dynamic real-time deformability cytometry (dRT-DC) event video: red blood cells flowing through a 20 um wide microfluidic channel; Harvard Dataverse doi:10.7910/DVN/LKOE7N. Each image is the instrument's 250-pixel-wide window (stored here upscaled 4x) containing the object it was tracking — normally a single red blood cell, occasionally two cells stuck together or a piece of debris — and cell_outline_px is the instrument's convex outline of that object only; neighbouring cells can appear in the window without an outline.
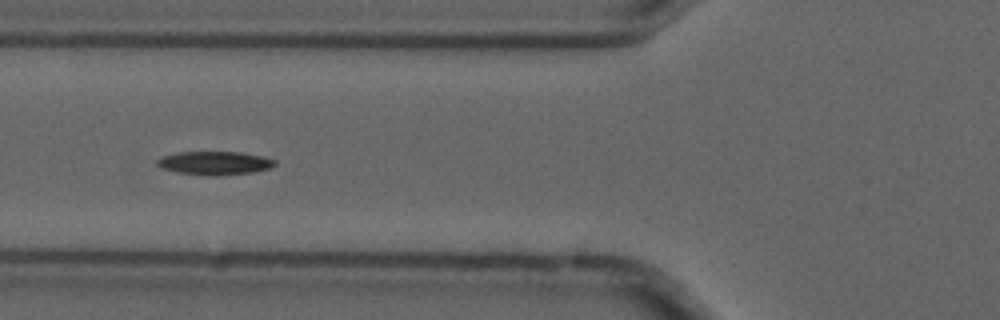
{"species": "common noctule bat (a hibernating species)", "species_latin": "Nyctalus noctula", "temperature_condition": "cold", "stored_images_in_passage": 12, "camera_frame_rate_fps": 3000, "um_per_image_px": 0.085, "animal": {"sex": "male", "forearm_length_mm": 52.5}, "frame": {"image": 1, "passage_image": 4, "time_ms": 1.0, "image_size_px": [1000, 320], "cell_outline_px": [[276, 164], [272, 168], [252, 172], [216, 176], [176, 172], [160, 168], [156, 164], [156, 160], [164, 156], [180, 152], [244, 152], [264, 156], [276, 160]], "centroid_in_image_um": [18.29, 13.85], "position_along_channel_um": 107.5, "area_um2": 16.18}}
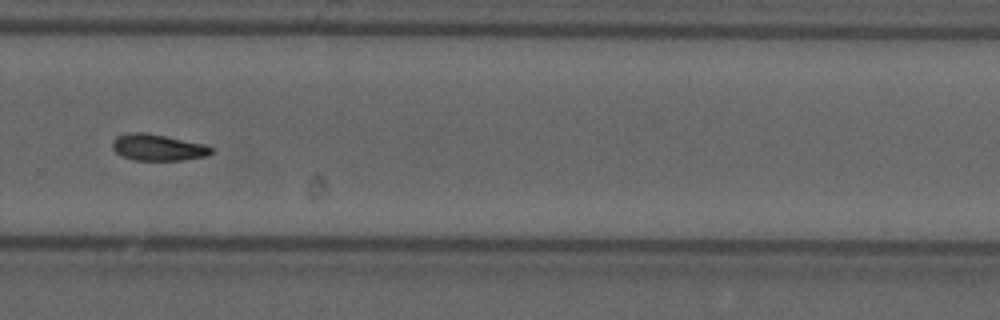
{"frame": {"image": 2, "passage_image": 9, "time_ms": 2.667, "image_size_px": [1000, 320], "cell_outline_px": [[216, 148], [208, 156], [180, 160], [132, 160], [120, 156], [112, 148], [112, 140], [116, 136], [132, 132], [144, 132], [204, 144]], "centroid_in_image_um": [13.4, 12.54], "position_along_channel_um": 316.4, "area_um2": 15.32}}